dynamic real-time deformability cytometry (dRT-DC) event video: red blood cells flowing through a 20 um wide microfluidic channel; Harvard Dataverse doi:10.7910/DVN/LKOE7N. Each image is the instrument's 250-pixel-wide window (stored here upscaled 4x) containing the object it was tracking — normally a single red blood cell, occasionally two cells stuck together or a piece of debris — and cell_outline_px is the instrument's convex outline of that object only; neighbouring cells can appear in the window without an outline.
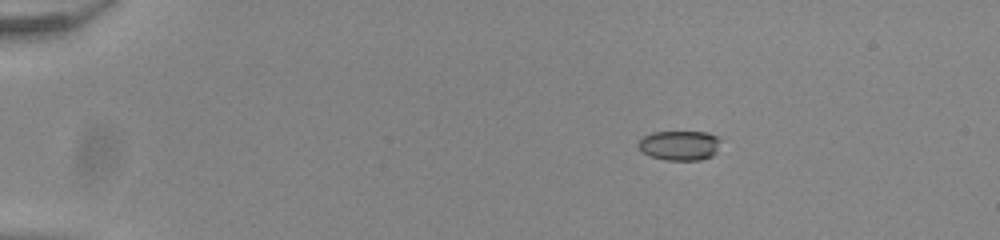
{"species": "common noctule bat (a hibernating species)", "species_latin": "Nyctalus noctula", "temperature_condition": "room temperature", "stored_images_in_passage": 45, "camera_frame_rate_fps": 3000, "um_per_image_px": 0.085, "animal": {"sex": "male", "body_mass_g": 20.0, "forearm_length_mm": 53.3}, "frame": {"image": 1, "passage_image": 1, "time_ms": 0.0, "image_size_px": [1000, 240], "cell_outline_px": [[720, 140], [712, 156], [700, 160], [664, 160], [652, 156], [644, 152], [640, 148], [640, 140], [644, 136], [652, 132], [704, 132], [716, 136]], "centroid_in_image_um": [57.77, 12.36], "position_along_channel_um": 27.2, "area_um2": 13.87}}
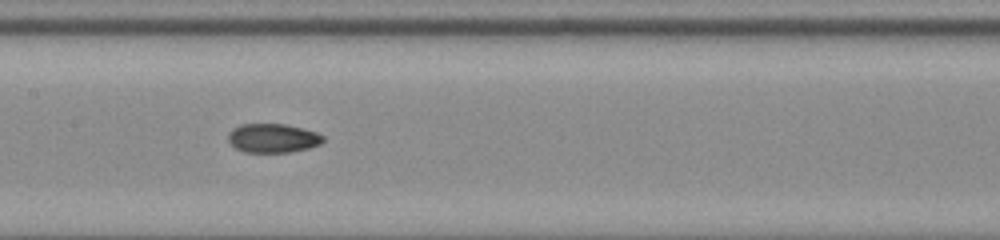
{"frame": {"image": 2, "passage_image": 20, "time_ms": 6.333, "image_size_px": [1000, 240], "cell_outline_px": [[324, 140], [320, 144], [308, 148], [288, 152], [244, 152], [236, 148], [228, 140], [228, 132], [232, 128], [240, 124], [284, 124], [316, 132], [324, 136]], "centroid_in_image_um": [23.16, 11.74], "position_along_channel_um": 184.2, "area_um2": 15.95}}
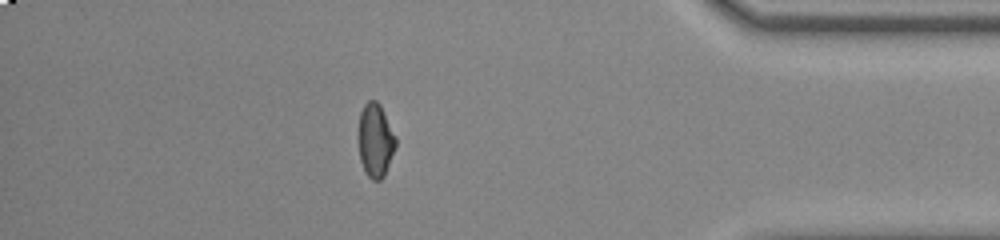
{"frame": {"image": 3, "passage_image": 39, "time_ms": 12.667, "image_size_px": [1000, 240], "cell_outline_px": [[396, 144], [384, 176], [380, 180], [372, 180], [368, 176], [360, 160], [360, 112], [364, 104], [368, 100], [376, 100], [380, 104], [396, 136]], "centroid_in_image_um": [31.93, 11.91], "position_along_channel_um": 403.3, "area_um2": 15.61}, "authors_computed_cell_mechanics": {"area_um2": 15.9528, "velocity_mm_per_s": 3.9435, "shape_relaxation_time_tau1_ms": 11.1413, "shape_relaxation_time_tau2_ms": 1.8367, "deformation_change_tau1": 0.2106, "deformation_change_tau2": 0.0648}}